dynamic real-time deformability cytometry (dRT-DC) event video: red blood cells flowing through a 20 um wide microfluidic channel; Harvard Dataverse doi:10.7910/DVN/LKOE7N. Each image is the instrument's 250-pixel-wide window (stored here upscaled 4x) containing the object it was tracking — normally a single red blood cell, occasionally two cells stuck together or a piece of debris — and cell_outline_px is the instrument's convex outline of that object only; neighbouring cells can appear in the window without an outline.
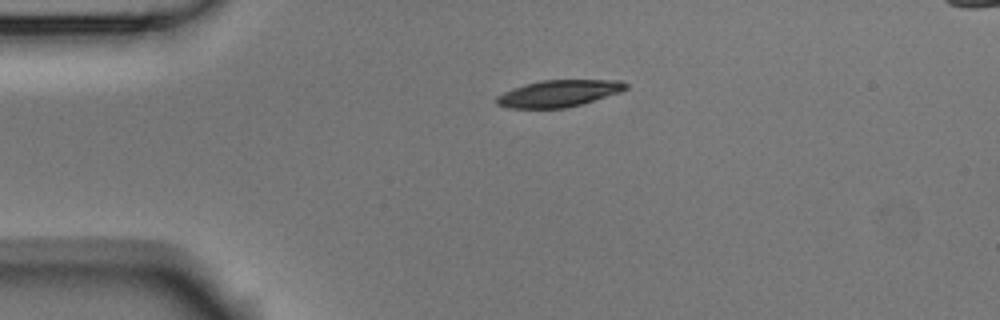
{"species": "Egyptian fruit bat (a non-hibernating species)", "species_latin": "Rousettus aegyptiacus", "temperature_condition": "room temperature", "stored_images_in_passage": 2, "camera_frame_rate_fps": 3000, "um_per_image_px": 0.085, "animal": {"sex": "male"}, "frame": {"image": 1, "passage_image": 1, "time_ms": 0.0, "image_size_px": [1000, 320], "cell_outline_px": [[628, 88], [620, 92], [580, 104], [564, 108], [508, 108], [496, 104], [496, 96], [512, 88], [524, 84], [544, 80], [620, 80], [628, 84]], "centroid_in_image_um": [47.47, 7.93], "position_along_channel_um": 37.5, "area_um2": 20.06}}